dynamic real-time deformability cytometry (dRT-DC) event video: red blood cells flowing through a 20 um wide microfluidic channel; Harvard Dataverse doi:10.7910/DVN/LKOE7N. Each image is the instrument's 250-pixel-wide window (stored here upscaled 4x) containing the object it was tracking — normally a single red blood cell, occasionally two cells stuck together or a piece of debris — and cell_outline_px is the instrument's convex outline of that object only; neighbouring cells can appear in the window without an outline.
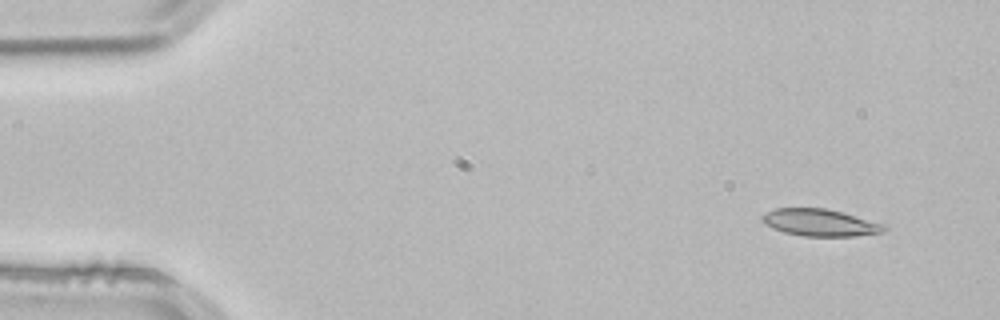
{"species": "common noctule bat (a hibernating species)", "species_latin": "Nyctalus noctula", "temperature_condition": "room temperature", "stored_images_in_passage": 50, "camera_frame_rate_fps": 3000, "um_per_image_px": 0.085, "animal": {"sex": "male", "body_mass_g": 21.5, "forearm_length_mm": 52.0}, "frame": {"image": 1, "passage_image": 1, "time_ms": 0.0, "image_size_px": [1000, 320], "cell_outline_px": [[888, 228], [884, 232], [856, 236], [804, 236], [784, 232], [772, 228], [764, 224], [760, 220], [760, 216], [764, 212], [776, 208], [824, 208], [888, 224]], "centroid_in_image_um": [69.7, 18.92], "position_along_channel_um": 15.3, "area_um2": 19.48}}
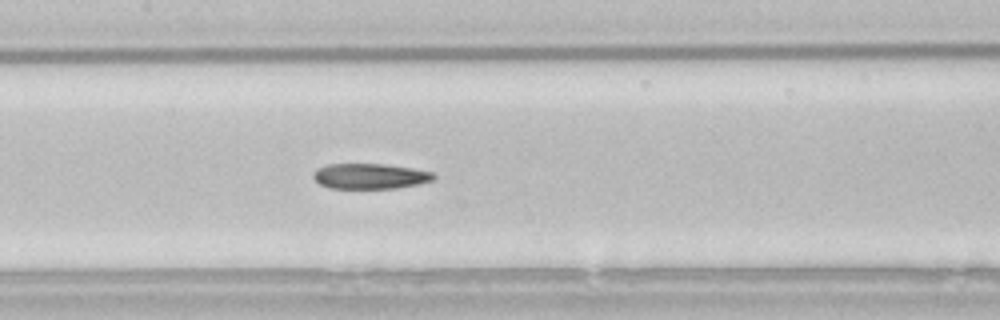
{"frame": {"image": 2, "passage_image": 22, "time_ms": 7.0, "image_size_px": [1000, 320], "cell_outline_px": [[436, 176], [432, 180], [420, 184], [396, 188], [328, 188], [320, 184], [312, 176], [312, 172], [316, 168], [328, 164], [384, 164], [412, 168], [432, 172]], "centroid_in_image_um": [31.43, 14.97], "position_along_channel_um": 176.0, "area_um2": 17.86}}
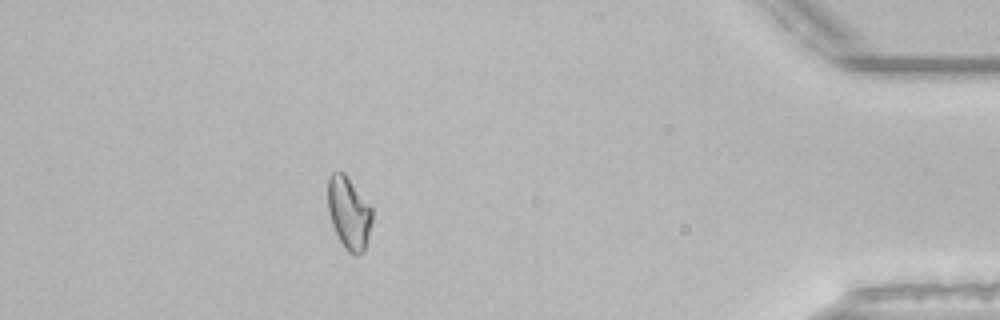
{"frame": {"image": 3, "passage_image": 44, "time_ms": 14.333, "image_size_px": [1000, 320], "cell_outline_px": [[372, 220], [364, 252], [356, 256], [352, 256], [344, 248], [332, 224], [328, 212], [328, 176], [332, 172], [344, 172], [372, 208]], "centroid_in_image_um": [29.65, 18.12], "position_along_channel_um": 405.6, "area_um2": 18.67}, "authors_computed_cell_mechanics": {"area_um2": 18.7272, "velocity_mm_per_s": 3.8249, "shape_relaxation_time_tau1_ms": null, "shape_relaxation_time_tau2_ms": 9.9992, "deformation_change_tau1": null, "deformation_change_tau2": 0.1936}}